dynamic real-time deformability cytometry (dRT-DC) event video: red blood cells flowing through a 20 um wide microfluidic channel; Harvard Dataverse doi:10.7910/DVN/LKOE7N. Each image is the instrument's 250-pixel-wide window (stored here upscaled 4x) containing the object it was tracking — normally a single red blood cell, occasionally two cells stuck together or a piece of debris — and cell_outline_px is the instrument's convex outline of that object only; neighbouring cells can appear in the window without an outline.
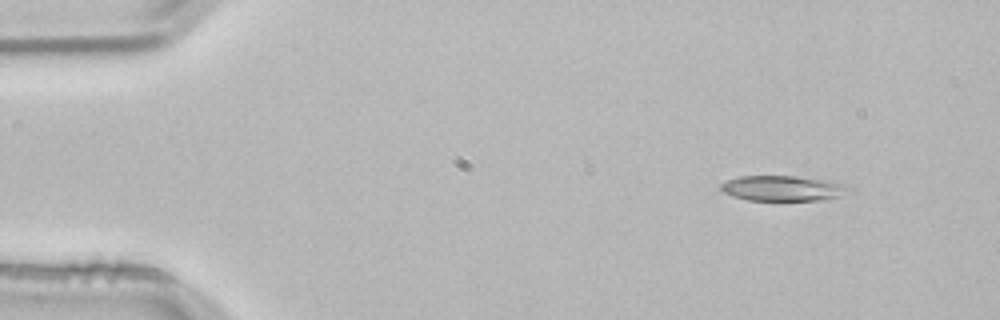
{"species": "common noctule bat (a hibernating species)", "species_latin": "Nyctalus noctula", "temperature_condition": "room temperature", "stored_images_in_passage": 4, "camera_frame_rate_fps": 3000, "um_per_image_px": 0.085, "animal": {"sex": "male", "body_mass_g": 21.5, "forearm_length_mm": 52.0}, "frame": {"image": 1, "passage_image": 2, "time_ms": 0.333, "image_size_px": [1000, 320], "cell_outline_px": [[852, 188], [840, 196], [824, 200], [748, 200], [732, 196], [720, 192], [720, 184], [728, 180], [740, 176], [796, 176], [844, 184]], "centroid_in_image_um": [66.47, 16.01], "position_along_channel_um": 18.5, "area_um2": 18.73}}
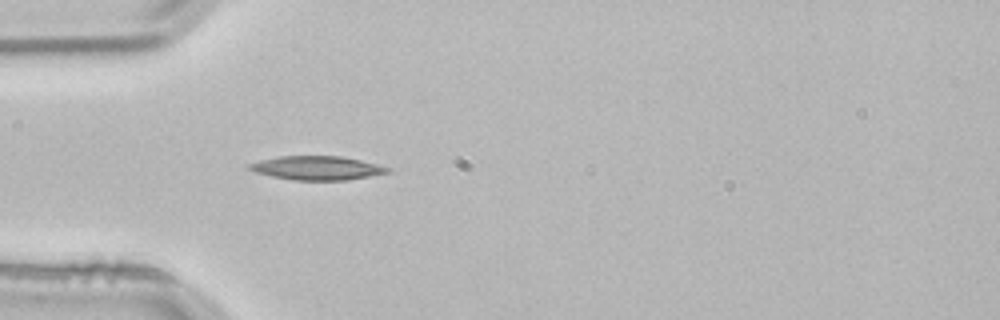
{"frame": {"image": 2, "passage_image": 4, "time_ms": 1.0, "image_size_px": [1000, 320], "cell_outline_px": [[392, 172], [348, 180], [292, 180], [272, 176], [256, 172], [244, 168], [248, 164], [260, 160], [280, 156], [344, 156], [392, 168]], "centroid_in_image_um": [26.95, 14.28], "position_along_channel_um": 58.0, "area_um2": 19.36}}